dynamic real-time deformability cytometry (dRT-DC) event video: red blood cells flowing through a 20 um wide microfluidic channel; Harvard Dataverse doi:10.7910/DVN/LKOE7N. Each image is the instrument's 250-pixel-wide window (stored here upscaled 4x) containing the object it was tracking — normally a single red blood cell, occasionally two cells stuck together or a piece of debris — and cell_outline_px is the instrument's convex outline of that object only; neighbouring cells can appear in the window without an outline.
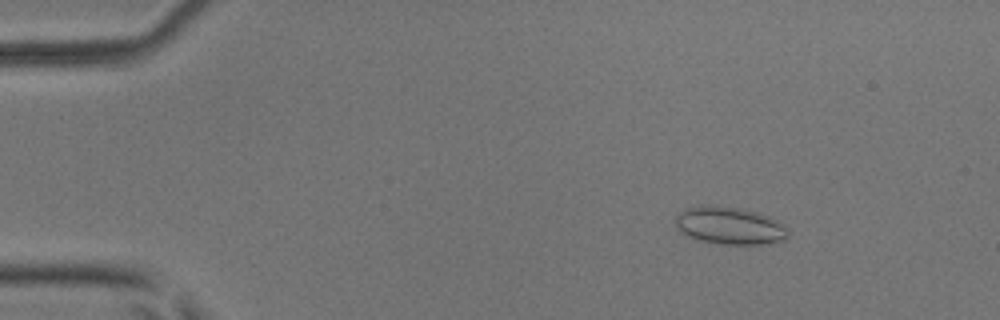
{"species": "common noctule bat (a hibernating species)", "species_latin": "Nyctalus noctula", "temperature_condition": "room temperature", "stored_images_in_passage": 47, "camera_frame_rate_fps": 3000, "um_per_image_px": 0.085, "animal": {"sex": "male", "body_mass_g": 17.9, "forearm_length_mm": 54.2}, "frame": {"image": 1, "passage_image": 8, "time_ms": 2.333, "image_size_px": [1000, 320], "cell_outline_px": [[788, 236], [784, 240], [764, 244], [720, 244], [700, 240], [684, 236], [676, 224], [676, 216], [680, 212], [688, 208], [700, 204], [740, 208], [756, 212], [768, 216], [776, 220], [788, 228]], "centroid_in_image_um": [62.01, 19.18], "position_along_channel_um": 23.0, "area_um2": 24.62}}
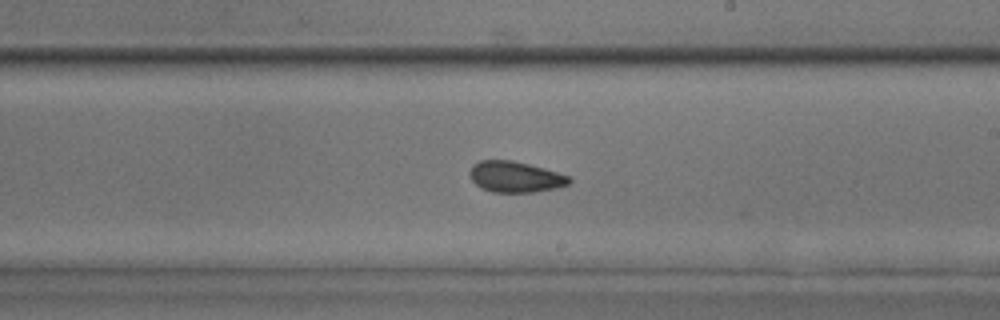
{"frame": {"image": 2, "passage_image": 32, "time_ms": 10.333, "image_size_px": [1000, 320], "cell_outline_px": [[572, 180], [568, 184], [556, 188], [536, 192], [492, 192], [480, 188], [468, 176], [468, 172], [472, 164], [480, 160], [512, 160], [544, 168], [568, 176]], "centroid_in_image_um": [43.74, 15.03], "position_along_channel_um": 245.3, "area_um2": 18.03}}
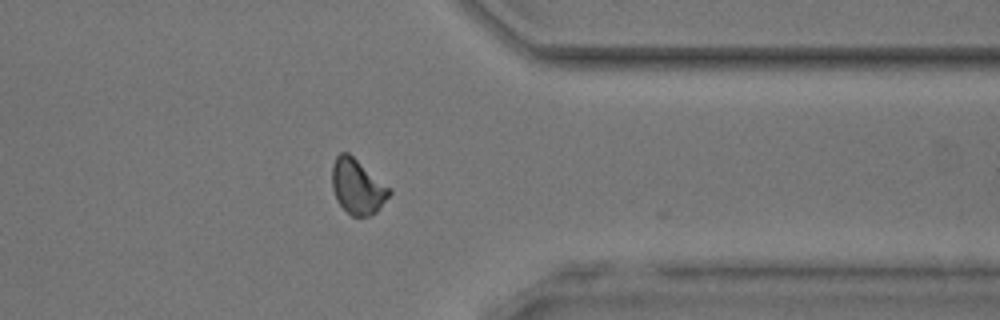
{"frame": {"image": 3, "passage_image": 43, "time_ms": 14.0, "image_size_px": [1000, 320], "cell_outline_px": [[392, 192], [380, 208], [376, 212], [368, 216], [352, 216], [336, 200], [332, 188], [332, 164], [336, 156], [340, 152], [348, 152], [388, 188]], "centroid_in_image_um": [30.34, 15.87], "position_along_channel_um": 381.1, "area_um2": 17.92}, "authors_computed_cell_mechanics": {"area_um2": 18.3226, "velocity_mm_per_s": 3.8796, "shape_relaxation_time_tau1_ms": null, "shape_relaxation_time_tau2_ms": 2.1552, "deformation_change_tau1": null, "deformation_change_tau2": 0.0698}}